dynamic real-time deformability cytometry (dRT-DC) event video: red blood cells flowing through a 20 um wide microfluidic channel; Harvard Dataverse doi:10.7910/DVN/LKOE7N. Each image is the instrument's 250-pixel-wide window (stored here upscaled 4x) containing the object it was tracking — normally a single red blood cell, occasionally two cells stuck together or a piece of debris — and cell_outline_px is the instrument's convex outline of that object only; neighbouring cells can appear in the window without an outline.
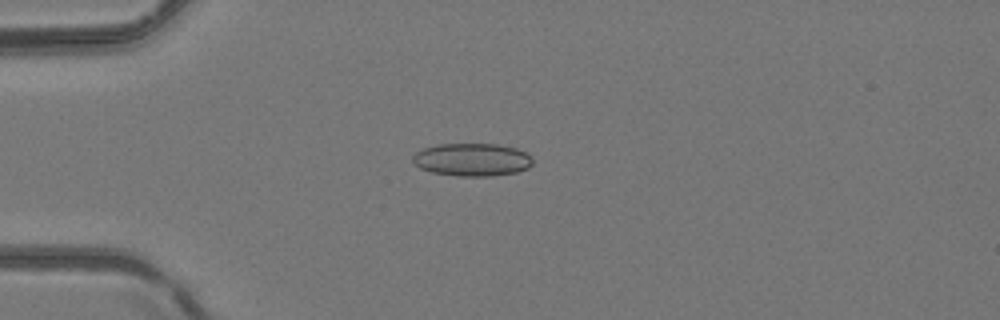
{"species": "common noctule bat (a hibernating species)", "species_latin": "Nyctalus noctula", "temperature_condition": "room temperature", "stored_images_in_passage": 5, "camera_frame_rate_fps": 3000, "um_per_image_px": 0.085, "animal": {"sex": "female", "body_mass_g": 24.6, "forearm_length_mm": 56.2}, "frame": {"image": 1, "passage_image": 4, "time_ms": 1.0, "image_size_px": [1000, 320], "cell_outline_px": [[532, 164], [528, 168], [516, 172], [492, 176], [456, 176], [432, 172], [420, 168], [412, 160], [412, 156], [416, 152], [424, 148], [436, 144], [500, 144], [516, 148], [532, 156]], "centroid_in_image_um": [40.13, 13.57], "position_along_channel_um": 44.9, "area_um2": 23.06}}